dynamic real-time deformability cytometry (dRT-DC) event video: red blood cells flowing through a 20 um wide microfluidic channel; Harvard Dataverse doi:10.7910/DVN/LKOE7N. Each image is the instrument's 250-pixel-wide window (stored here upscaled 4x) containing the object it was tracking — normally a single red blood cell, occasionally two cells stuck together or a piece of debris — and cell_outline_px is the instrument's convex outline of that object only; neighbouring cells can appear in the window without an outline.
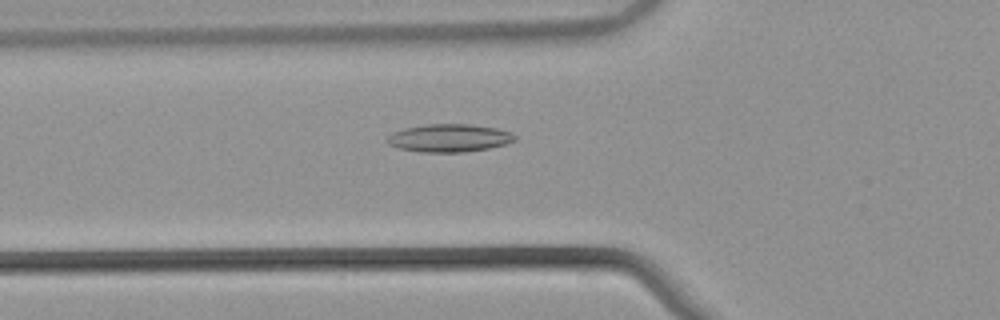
{"species": "common noctule bat (a hibernating species)", "species_latin": "Nyctalus noctula", "temperature_condition": "warm", "stored_images_in_passage": 54, "camera_frame_rate_fps": 3000, "um_per_image_px": 0.085, "animal": {"sex": "male", "body_mass_g": 21.5, "forearm_length_mm": 52.0}, "frame": {"image": 1, "passage_image": 20, "time_ms": 6.333, "image_size_px": [1000, 320], "cell_outline_px": [[516, 140], [504, 144], [488, 148], [464, 152], [420, 152], [400, 148], [388, 144], [384, 140], [392, 132], [404, 128], [428, 124], [468, 124], [496, 128], [512, 132], [516, 136]], "centroid_in_image_um": [38.16, 11.73], "position_along_channel_um": 87.6, "area_um2": 20.75}}
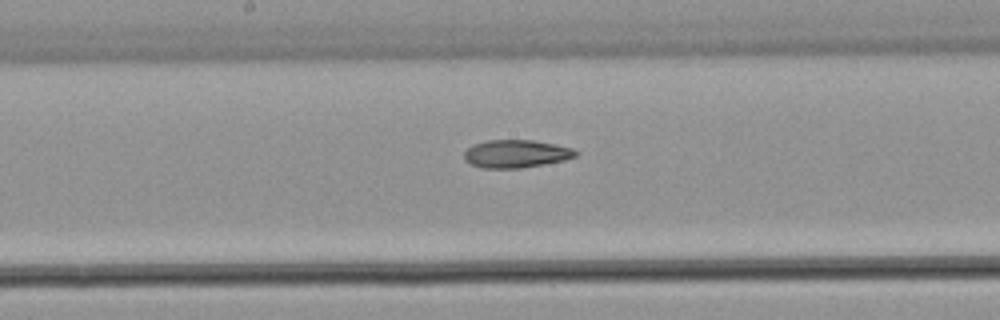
{"frame": {"image": 2, "passage_image": 29, "time_ms": 9.333, "image_size_px": [1000, 320], "cell_outline_px": [[580, 152], [576, 156], [564, 160], [544, 164], [520, 168], [480, 168], [464, 160], [464, 152], [472, 144], [488, 140], [532, 140], [572, 148]], "centroid_in_image_um": [43.84, 13.07], "position_along_channel_um": 204.4, "area_um2": 18.09}}
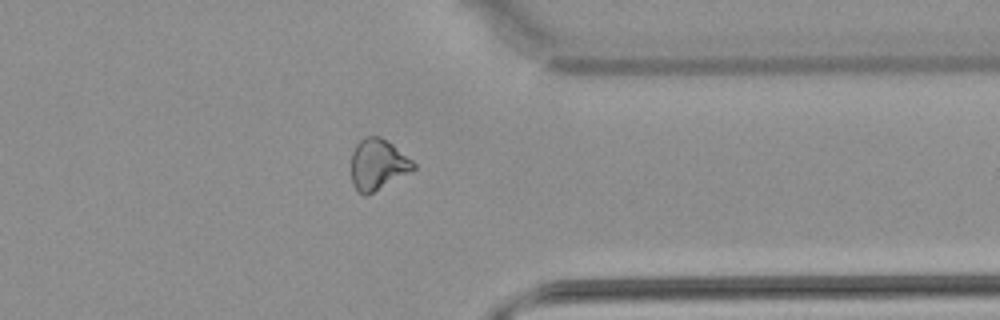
{"frame": {"image": 3, "passage_image": 43, "time_ms": 14.0, "image_size_px": [1000, 320], "cell_outline_px": [[416, 168], [372, 192], [364, 196], [352, 184], [352, 152], [356, 144], [360, 140], [368, 136], [380, 136], [392, 144], [412, 160], [416, 164]], "centroid_in_image_um": [32.1, 13.95], "position_along_channel_um": 379.3, "area_um2": 17.98}, "authors_computed_cell_mechanics": {"area_um2": 20.1433, "velocity_mm_per_s": 3.8769, "shape_relaxation_time_tau1_ms": null, "shape_relaxation_time_tau2_ms": 5.9142, "deformation_change_tau1": null, "deformation_change_tau2": 0.1513}}